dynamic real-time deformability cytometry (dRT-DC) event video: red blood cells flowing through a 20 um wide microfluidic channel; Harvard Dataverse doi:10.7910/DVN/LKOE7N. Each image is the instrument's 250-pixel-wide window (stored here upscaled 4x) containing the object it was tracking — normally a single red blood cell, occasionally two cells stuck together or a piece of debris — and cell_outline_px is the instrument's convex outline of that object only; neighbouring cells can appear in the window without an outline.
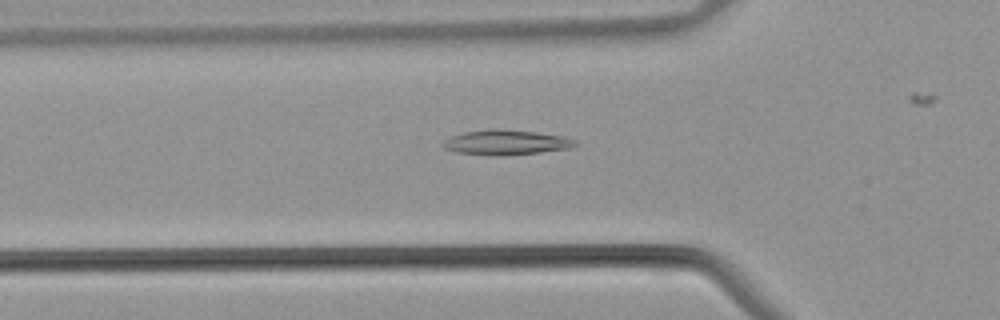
{"species": "common noctule bat (a hibernating species)", "species_latin": "Nyctalus noctula", "temperature_condition": "warm", "stored_images_in_passage": 23, "camera_frame_rate_fps": 3000, "um_per_image_px": 0.085, "animal": {"sex": "male", "body_mass_g": 21.5, "forearm_length_mm": 52.0}, "frame": {"image": 1, "passage_image": 3, "time_ms": 0.667, "image_size_px": [1000, 320], "cell_outline_px": [[580, 144], [572, 148], [540, 152], [504, 156], [496, 156], [456, 152], [444, 148], [444, 140], [452, 136], [464, 132], [492, 128], [496, 128], [536, 132], [564, 136], [576, 140]], "centroid_in_image_um": [43.07, 12.1], "position_along_channel_um": 82.7, "area_um2": 19.36}}
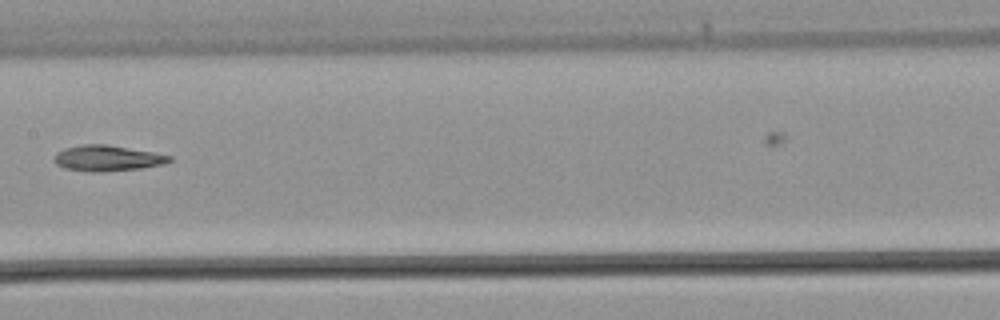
{"frame": {"image": 2, "passage_image": 10, "time_ms": 3.0, "image_size_px": [1000, 320], "cell_outline_px": [[172, 160], [164, 164], [140, 168], [100, 172], [88, 172], [64, 168], [56, 164], [56, 152], [64, 148], [84, 144], [104, 144], [152, 152], [172, 156]], "centroid_in_image_um": [9.12, 13.45], "position_along_channel_um": 198.3, "area_um2": 17.11}}
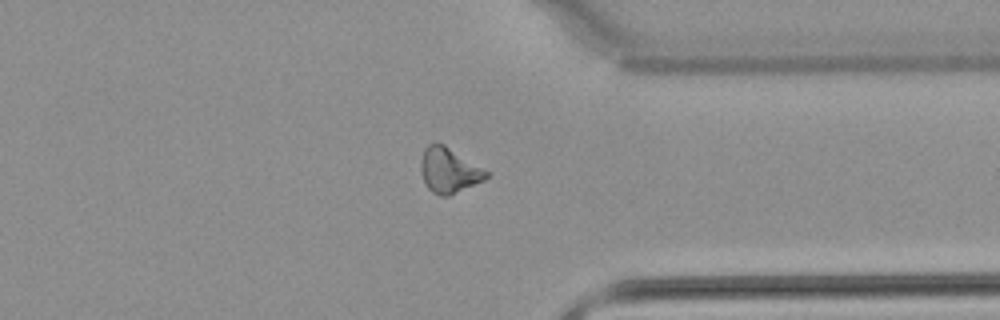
{"frame": {"image": 3, "passage_image": 21, "time_ms": 6.667, "image_size_px": [1000, 320], "cell_outline_px": [[488, 176], [484, 180], [448, 196], [440, 196], [432, 192], [428, 188], [424, 180], [420, 168], [420, 164], [424, 148], [428, 144], [444, 144], [488, 172]], "centroid_in_image_um": [38.13, 14.49], "position_along_channel_um": 373.3, "area_um2": 16.82}}